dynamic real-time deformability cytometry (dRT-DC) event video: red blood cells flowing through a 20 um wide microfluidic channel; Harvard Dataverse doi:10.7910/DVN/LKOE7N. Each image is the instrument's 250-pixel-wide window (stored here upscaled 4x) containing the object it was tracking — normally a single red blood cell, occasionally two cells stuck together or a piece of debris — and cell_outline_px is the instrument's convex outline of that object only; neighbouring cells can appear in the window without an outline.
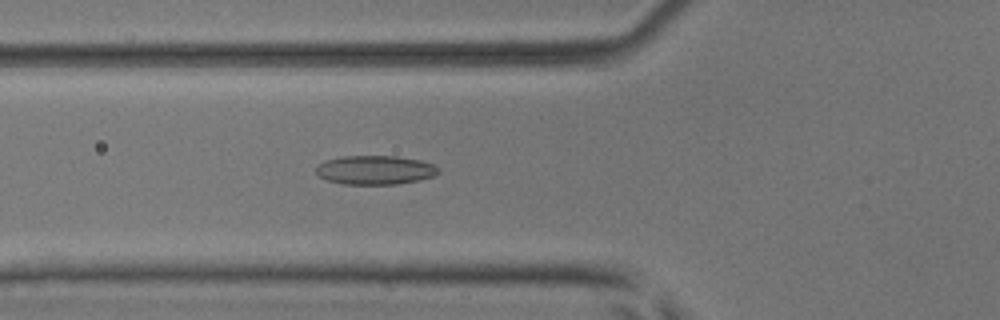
{"species": "common noctule bat (a hibernating species)", "species_latin": "Nyctalus noctula", "temperature_condition": "room temperature", "stored_images_in_passage": 36, "camera_frame_rate_fps": 3000, "um_per_image_px": 0.085, "animal": {"sex": "male", "body_mass_g": 17.9, "forearm_length_mm": 54.2}, "frame": {"image": 1, "passage_image": 4, "time_ms": 1.0, "image_size_px": [1000, 320], "cell_outline_px": [[440, 172], [436, 176], [420, 180], [396, 184], [344, 184], [328, 180], [320, 176], [316, 172], [316, 164], [324, 160], [344, 156], [396, 156], [420, 160], [432, 164], [440, 168]], "centroid_in_image_um": [31.91, 14.45], "position_along_channel_um": 93.9, "area_um2": 20.81}}
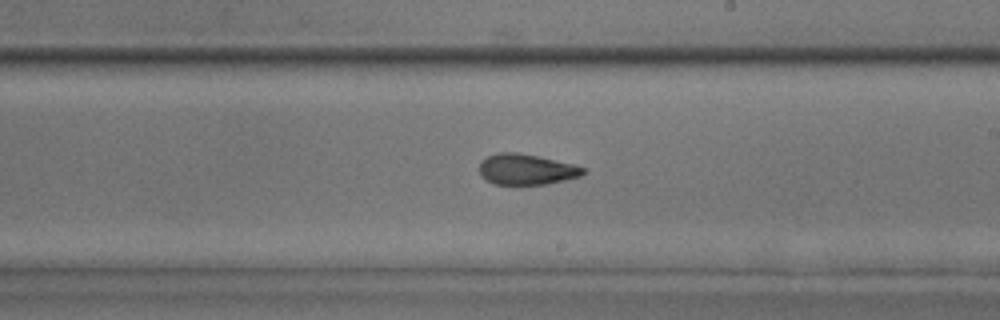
{"frame": {"image": 2, "passage_image": 15, "time_ms": 4.667, "image_size_px": [1000, 320], "cell_outline_px": [[588, 172], [580, 176], [548, 184], [492, 184], [480, 176], [480, 160], [496, 152], [520, 152], [576, 164], [588, 168]], "centroid_in_image_um": [44.78, 14.38], "position_along_channel_um": 244.2, "area_um2": 19.02}}
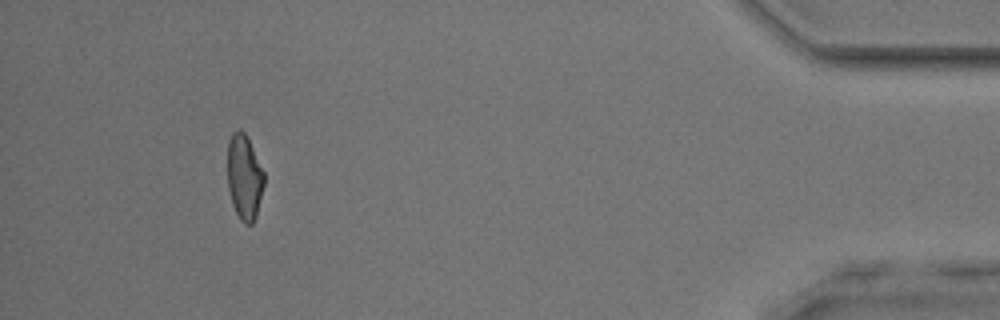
{"frame": {"image": 3, "passage_image": 32, "time_ms": 10.333, "image_size_px": [1000, 320], "cell_outline_px": [[264, 184], [256, 216], [252, 224], [244, 224], [240, 220], [232, 204], [228, 188], [228, 140], [232, 132], [240, 128], [244, 132], [264, 172]], "centroid_in_image_um": [20.76, 15.06], "position_along_channel_um": 414.4, "area_um2": 18.03}, "authors_computed_cell_mechanics": {"area_um2": 18.785, "velocity_mm_per_s": 4.1083, "shape_relaxation_time_tau1_ms": null, "shape_relaxation_time_tau2_ms": 2.1003, "deformation_change_tau1": null, "deformation_change_tau2": 0.0969}}